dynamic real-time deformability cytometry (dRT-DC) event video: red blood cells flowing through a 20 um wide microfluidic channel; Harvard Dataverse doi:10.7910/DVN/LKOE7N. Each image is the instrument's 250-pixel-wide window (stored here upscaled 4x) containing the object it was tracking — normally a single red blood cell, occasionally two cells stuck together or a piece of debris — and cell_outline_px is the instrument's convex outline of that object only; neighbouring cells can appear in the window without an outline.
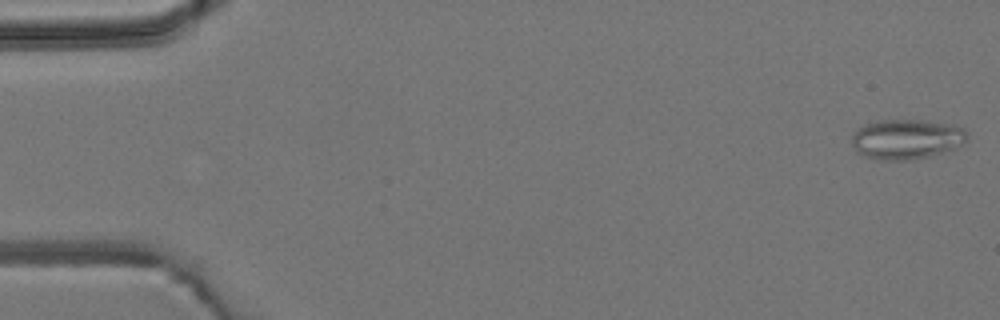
{"species": "common noctule bat (a hibernating species)", "species_latin": "Nyctalus noctula", "temperature_condition": "room temperature", "stored_images_in_passage": 5, "camera_frame_rate_fps": 3000, "um_per_image_px": 0.085, "animal": {"sex": "male", "body_mass_g": 19.2, "forearm_length_mm": 51.8}, "frame": {"image": 1, "passage_image": 1, "time_ms": 0.0, "image_size_px": [1000, 320], "cell_outline_px": [[968, 140], [956, 148], [928, 156], [912, 160], [880, 160], [864, 156], [856, 152], [852, 144], [852, 132], [856, 128], [864, 124], [876, 120], [928, 120], [952, 124], [964, 128], [968, 132]], "centroid_in_image_um": [77.05, 11.81], "position_along_channel_um": 8.0, "area_um2": 27.4}}
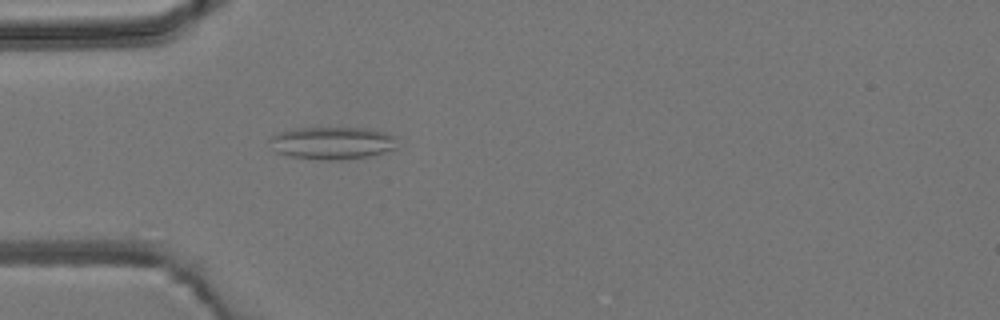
{"frame": {"image": 2, "passage_image": 5, "time_ms": 4.667, "image_size_px": [1000, 320], "cell_outline_px": [[396, 148], [368, 156], [340, 160], [328, 160], [288, 156], [276, 152], [268, 140], [276, 132], [296, 128], [372, 128], [396, 136]], "centroid_in_image_um": [28.22, 12.14], "position_along_channel_um": 56.8, "area_um2": 24.22}}